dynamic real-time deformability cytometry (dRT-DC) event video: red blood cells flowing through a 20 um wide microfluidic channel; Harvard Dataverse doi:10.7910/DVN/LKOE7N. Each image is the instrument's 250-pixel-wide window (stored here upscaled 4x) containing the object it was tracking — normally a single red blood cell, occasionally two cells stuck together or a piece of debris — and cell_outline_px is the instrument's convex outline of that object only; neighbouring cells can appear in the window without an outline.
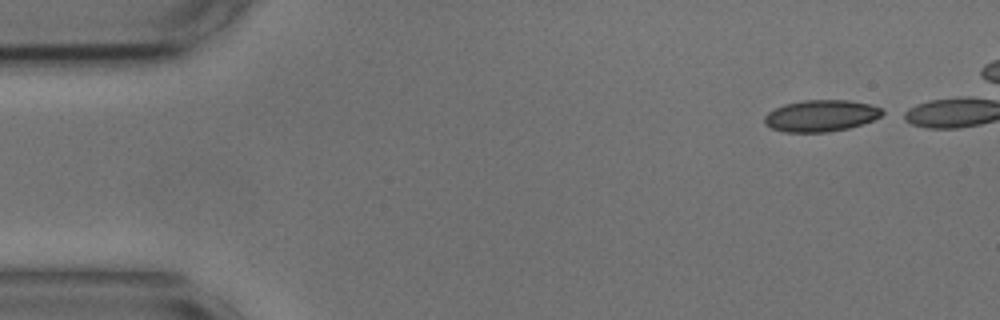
{"species": "common noctule bat (a hibernating species)", "species_latin": "Nyctalus noctula", "temperature_condition": "cold", "stored_images_in_passage": 20, "camera_frame_rate_fps": 3000, "um_per_image_px": 0.085, "animal": {"sex": "male", "body_mass_g": 17.9, "forearm_length_mm": 54.2}, "frame": {"image": 1, "passage_image": 1, "time_ms": 0.0, "image_size_px": [1000, 320], "cell_outline_px": [[888, 112], [872, 120], [848, 128], [828, 132], [784, 132], [772, 128], [764, 124], [764, 116], [768, 112], [784, 104], [804, 100], [848, 100], [872, 104]], "centroid_in_image_um": [69.78, 9.83], "position_along_channel_um": 15.2, "area_um2": 21.73}}